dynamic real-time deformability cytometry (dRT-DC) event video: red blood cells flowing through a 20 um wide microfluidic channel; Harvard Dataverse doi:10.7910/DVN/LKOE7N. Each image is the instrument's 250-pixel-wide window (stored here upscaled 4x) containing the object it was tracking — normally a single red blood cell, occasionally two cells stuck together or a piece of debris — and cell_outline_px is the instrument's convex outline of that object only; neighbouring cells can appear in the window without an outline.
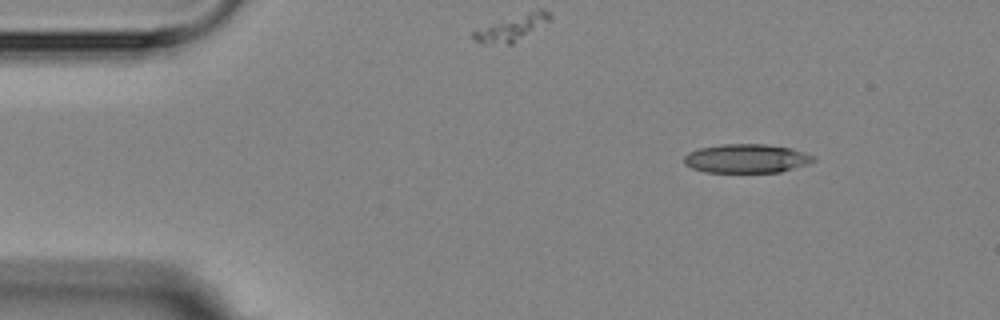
{"species": "Egyptian fruit bat (a non-hibernating species)", "species_latin": "Rousettus aegyptiacus", "temperature_condition": "room temperature", "stored_images_in_passage": 6, "segment_of_instrument_passage": [2, 2], "camera_frame_rate_fps": 3000, "um_per_image_px": 0.085, "animal": {"sex": "female"}, "frame": {"image": 1, "passage_image": 6, "time_ms": 6.0, "image_size_px": [1000, 320], "cell_outline_px": [[816, 160], [780, 172], [704, 172], [692, 168], [684, 164], [684, 156], [688, 152], [700, 148], [720, 144], [764, 144], [792, 148], [816, 156]], "centroid_in_image_um": [63.42, 13.46], "position_along_channel_um": 21.6, "area_um2": 21.73}}